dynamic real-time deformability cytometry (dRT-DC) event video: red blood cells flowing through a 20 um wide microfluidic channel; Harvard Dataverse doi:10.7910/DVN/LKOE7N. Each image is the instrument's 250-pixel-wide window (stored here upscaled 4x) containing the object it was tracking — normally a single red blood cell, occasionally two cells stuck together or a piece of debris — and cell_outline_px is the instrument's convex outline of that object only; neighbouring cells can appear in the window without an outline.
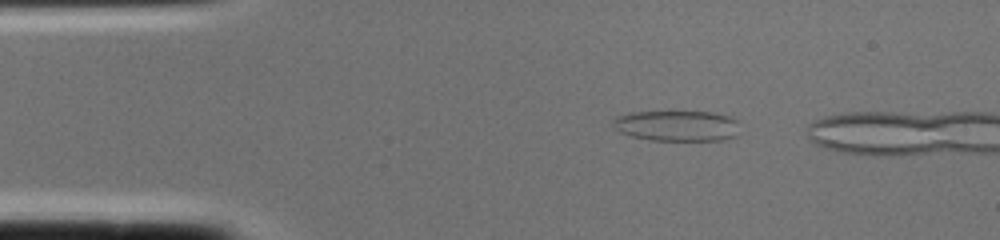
{"species": "common noctule bat (a hibernating species)", "species_latin": "Nyctalus noctula", "temperature_condition": "cold", "stored_images_in_passage": 2, "camera_frame_rate_fps": 3000, "um_per_image_px": 0.085, "animal": {"sex": "female", "body_mass_g": 22.0, "forearm_length_mm": 56.7}, "frame": {"image": 1, "passage_image": 1, "time_ms": 0.0, "image_size_px": [1000, 240], "cell_outline_px": [[736, 136], [720, 140], [648, 140], [632, 136], [620, 132], [612, 124], [612, 120], [616, 116], [632, 112], [712, 112], [728, 116], [736, 120]], "centroid_in_image_um": [57.49, 10.69], "position_along_channel_um": 27.5, "area_um2": 22.43}}